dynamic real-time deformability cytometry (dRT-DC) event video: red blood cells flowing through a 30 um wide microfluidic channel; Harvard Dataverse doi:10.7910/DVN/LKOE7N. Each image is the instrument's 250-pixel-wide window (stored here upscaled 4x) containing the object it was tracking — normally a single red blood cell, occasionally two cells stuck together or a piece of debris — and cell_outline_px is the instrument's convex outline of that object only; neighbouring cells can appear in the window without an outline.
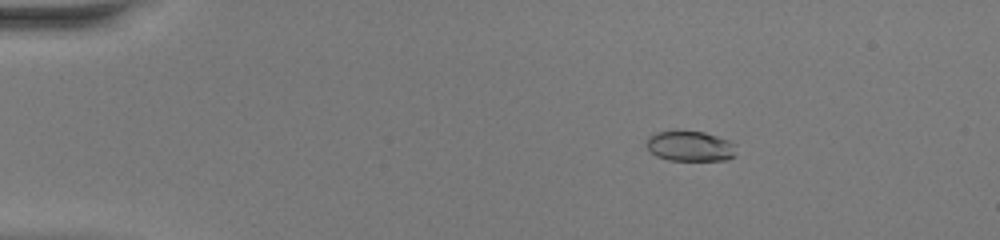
{"species": "common noctule bat (a hibernating species)", "species_latin": "Nyctalus noctula", "temperature_condition": "warm", "stored_images_in_passage": 43, "camera_frame_rate_fps": 3000, "um_per_image_px": 0.085, "animal": {"sex": "female", "body_mass_g": 20.0, "forearm_length_mm": 54.0}, "frame": {"image": 1, "passage_image": 2, "time_ms": 0.333, "image_size_px": [1000, 240], "cell_outline_px": [[732, 156], [716, 160], [676, 160], [660, 156], [656, 152], [652, 140], [656, 136], [664, 132], [700, 132], [716, 140]], "centroid_in_image_um": [58.55, 12.46], "position_along_channel_um": 26.5, "area_um2": 12.54}}
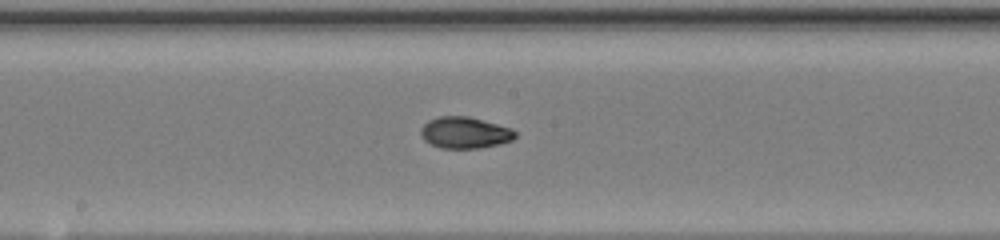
{"frame": {"image": 2, "passage_image": 21, "time_ms": 6.667, "image_size_px": [1000, 240], "cell_outline_px": [[516, 136], [508, 140], [492, 144], [468, 148], [452, 148], [436, 144], [428, 140], [424, 136], [424, 128], [432, 120], [448, 116], [456, 116], [476, 120], [492, 124], [504, 128], [512, 132]], "centroid_in_image_um": [39.5, 11.28], "position_along_channel_um": 208.7, "area_um2": 14.91}}
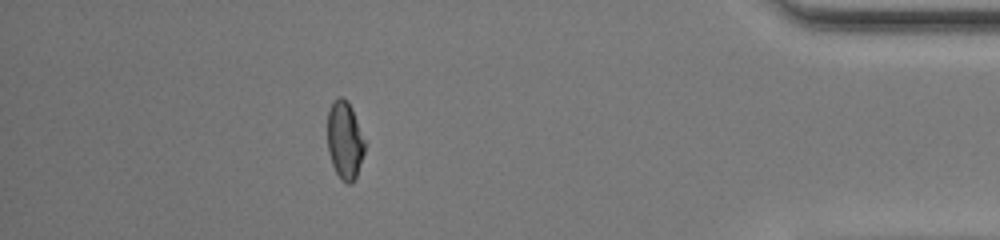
{"frame": {"image": 3, "passage_image": 38, "time_ms": 12.333, "image_size_px": [1000, 240], "cell_outline_px": [[364, 148], [356, 172], [352, 180], [344, 180], [340, 176], [332, 160], [328, 144], [328, 116], [332, 104], [336, 100], [344, 100], [348, 104], [352, 112], [364, 144]], "centroid_in_image_um": [29.27, 11.89], "position_along_channel_um": 405.9, "area_um2": 14.91}, "authors_computed_cell_mechanics": {"area_um2": 14.5656, "velocity_mm_per_s": 4.2299, "shape_relaxation_time_tau1_ms": null, "shape_relaxation_time_tau2_ms": 1.8045, "deformation_change_tau1": null, "deformation_change_tau2": 0.0476}}